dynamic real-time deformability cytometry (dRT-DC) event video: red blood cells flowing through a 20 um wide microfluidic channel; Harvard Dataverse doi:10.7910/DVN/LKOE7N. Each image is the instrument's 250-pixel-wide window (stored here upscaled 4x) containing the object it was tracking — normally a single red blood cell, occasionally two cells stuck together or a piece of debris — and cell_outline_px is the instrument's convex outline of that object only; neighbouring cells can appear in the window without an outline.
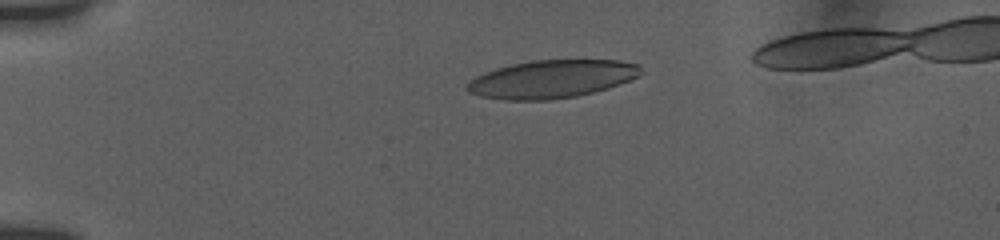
{"species": "human", "species_latin": "Homo sapiens", "temperature_condition": "room temperature", "stored_images_in_passage": 42, "camera_frame_rate_fps": 3000, "um_per_image_px": 0.085, "donor": {"sex": "female"}, "frame": {"image": 1, "passage_image": 3, "time_ms": 0.333, "image_size_px": [1000, 240], "cell_outline_px": [[640, 72], [636, 76], [628, 80], [592, 92], [576, 96], [548, 100], [504, 100], [484, 96], [468, 92], [464, 88], [476, 76], [496, 68], [512, 64], [532, 60], [620, 60], [636, 64], [640, 68]], "centroid_in_image_um": [46.84, 6.71], "position_along_channel_um": 38.2, "area_um2": 37.8}}
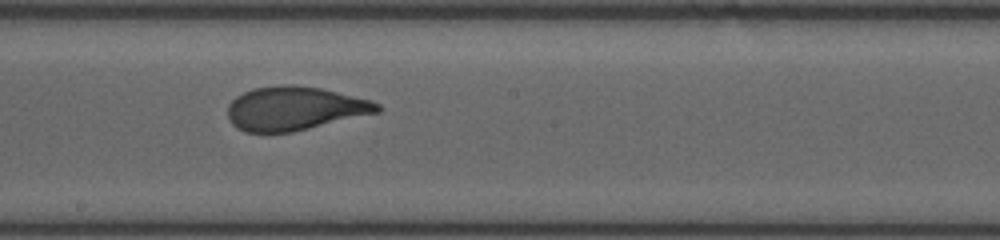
{"frame": {"image": 2, "passage_image": 27, "time_ms": 6.667, "image_size_px": [1000, 240], "cell_outline_px": [[380, 112], [292, 132], [244, 132], [236, 128], [232, 124], [228, 116], [228, 104], [236, 96], [252, 88], [284, 84], [320, 88], [372, 100], [380, 104]], "centroid_in_image_um": [25.03, 9.22], "position_along_channel_um": 223.2, "area_um2": 38.09}}
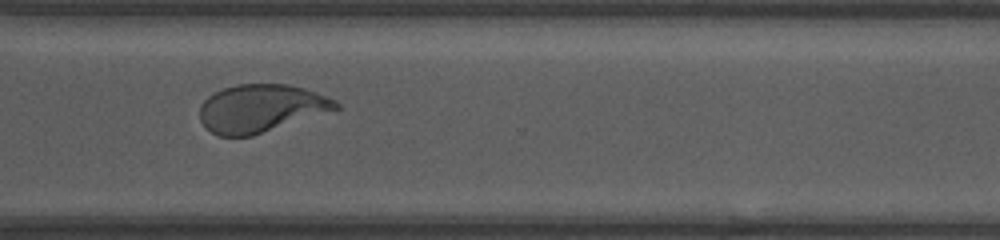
{"frame": {"image": 3, "passage_image": 41, "time_ms": 10.0, "image_size_px": [1000, 240], "cell_outline_px": [[340, 108], [252, 136], [216, 136], [204, 128], [200, 120], [200, 104], [208, 96], [224, 88], [236, 84], [288, 84], [304, 88], [316, 92], [336, 100], [340, 104]], "centroid_in_image_um": [22.15, 9.21], "position_along_channel_um": 348.5, "area_um2": 37.97}}